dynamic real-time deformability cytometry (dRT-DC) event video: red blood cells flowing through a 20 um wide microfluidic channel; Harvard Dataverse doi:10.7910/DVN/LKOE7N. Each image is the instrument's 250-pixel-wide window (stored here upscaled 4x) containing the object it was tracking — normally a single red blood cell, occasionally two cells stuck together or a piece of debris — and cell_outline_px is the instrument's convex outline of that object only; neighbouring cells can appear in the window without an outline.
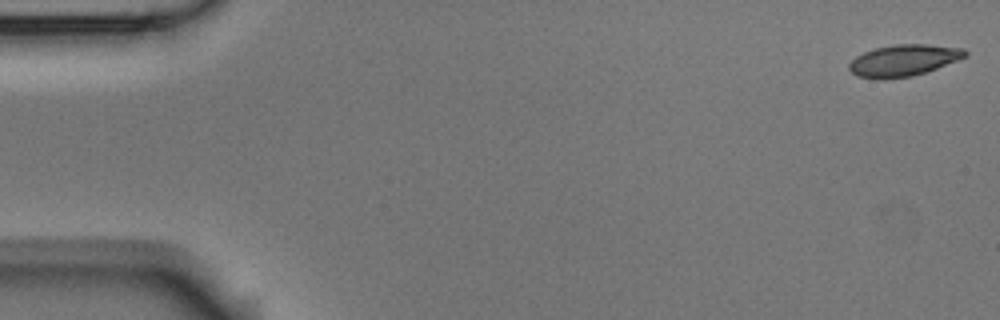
{"species": "Egyptian fruit bat (a non-hibernating species)", "species_latin": "Rousettus aegyptiacus", "temperature_condition": "room temperature", "stored_images_in_passage": 4, "camera_frame_rate_fps": 3000, "um_per_image_px": 0.085, "animal": {"sex": "male"}, "frame": {"image": 1, "passage_image": 1, "time_ms": 0.0, "image_size_px": [1000, 320], "cell_outline_px": [[968, 56], [936, 68], [912, 76], [884, 80], [880, 80], [856, 76], [848, 68], [848, 64], [856, 56], [864, 52], [876, 48], [892, 44], [928, 44], [964, 48], [968, 52]], "centroid_in_image_um": [76.79, 5.13], "position_along_channel_um": 8.2, "area_um2": 21.5}}